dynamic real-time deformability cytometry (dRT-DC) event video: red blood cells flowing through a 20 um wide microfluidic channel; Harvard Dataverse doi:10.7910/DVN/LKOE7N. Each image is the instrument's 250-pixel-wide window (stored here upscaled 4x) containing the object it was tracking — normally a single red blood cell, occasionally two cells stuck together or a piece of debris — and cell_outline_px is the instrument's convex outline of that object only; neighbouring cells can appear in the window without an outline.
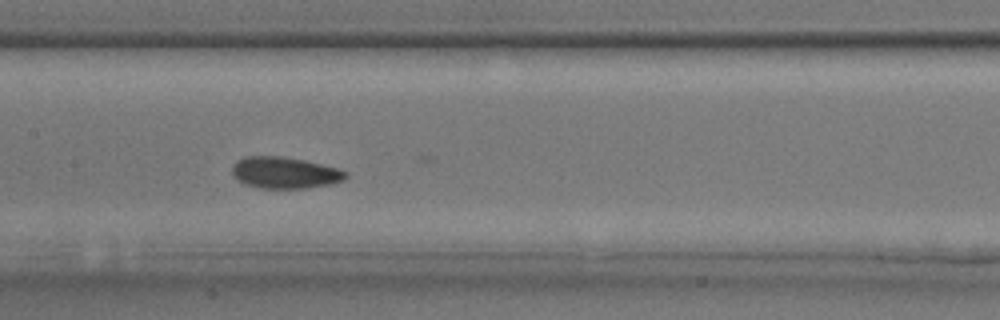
{"species": "common noctule bat (a hibernating species)", "species_latin": "Nyctalus noctula", "temperature_condition": "room temperature", "stored_images_in_passage": 35, "camera_frame_rate_fps": 3000, "um_per_image_px": 0.085, "animal": {"sex": "male", "body_mass_g": 17.9, "forearm_length_mm": 54.2}, "frame": {"image": 1, "passage_image": 16, "time_ms": 5.0, "image_size_px": [1000, 320], "cell_outline_px": [[348, 176], [344, 180], [332, 184], [304, 188], [260, 188], [244, 184], [236, 180], [232, 176], [232, 164], [236, 160], [244, 156], [280, 156], [304, 160], [340, 168], [348, 172]], "centroid_in_image_um": [24.19, 14.67], "position_along_channel_um": 183.2, "area_um2": 21.21}}
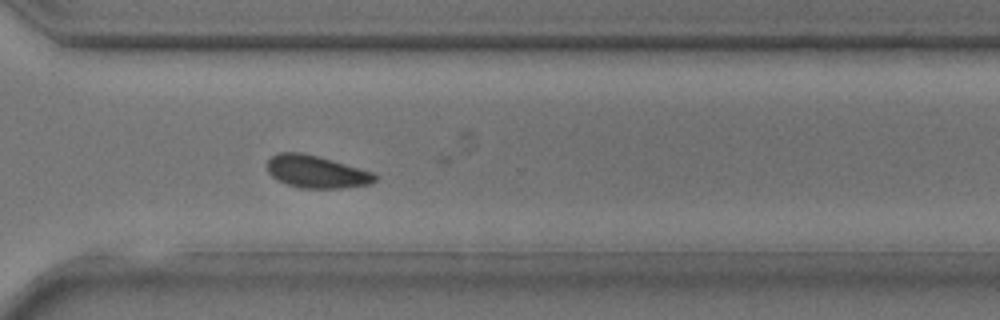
{"frame": {"image": 2, "passage_image": 24, "time_ms": 7.667, "image_size_px": [1000, 320], "cell_outline_px": [[376, 180], [372, 184], [340, 188], [300, 188], [276, 180], [268, 172], [268, 160], [272, 156], [280, 152], [300, 152], [332, 160], [376, 172]], "centroid_in_image_um": [26.92, 14.6], "position_along_channel_um": 343.7, "area_um2": 20.4}}
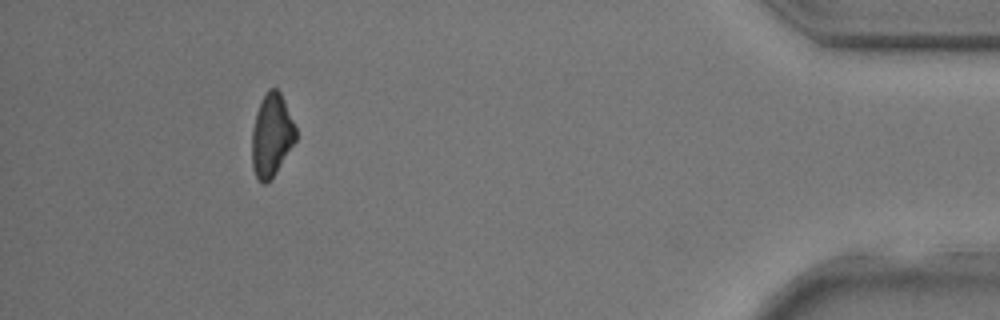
{"frame": {"image": 3, "passage_image": 35, "time_ms": 11.333, "image_size_px": [1000, 320], "cell_outline_px": [[296, 140], [276, 172], [264, 184], [260, 184], [252, 168], [252, 132], [256, 112], [268, 88], [276, 88], [280, 92], [284, 100], [296, 128]], "centroid_in_image_um": [23.08, 11.5], "position_along_channel_um": 412.1, "area_um2": 20.92}}